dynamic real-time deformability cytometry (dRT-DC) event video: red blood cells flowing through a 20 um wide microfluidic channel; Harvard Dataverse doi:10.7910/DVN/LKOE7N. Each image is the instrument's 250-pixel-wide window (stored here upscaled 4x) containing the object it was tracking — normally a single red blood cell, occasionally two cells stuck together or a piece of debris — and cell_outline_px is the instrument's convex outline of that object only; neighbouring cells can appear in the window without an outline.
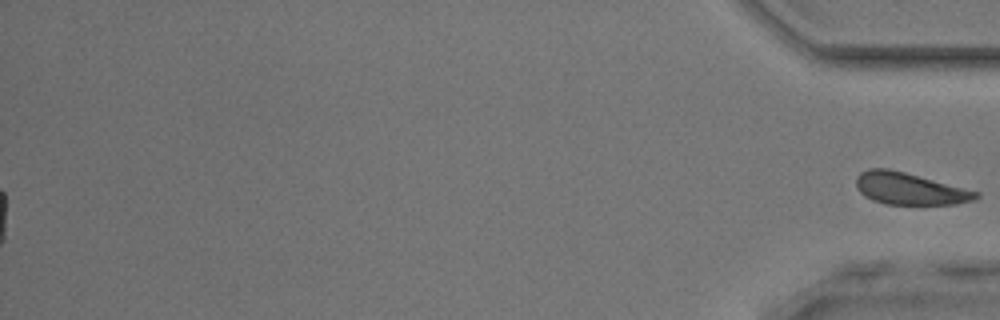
{"species": "common noctule bat (a hibernating species)", "species_latin": "Nyctalus noctula", "temperature_condition": "room temperature", "stored_images_in_passage": 48, "segment_of_instrument_passage": [2, 2], "camera_frame_rate_fps": 3000, "um_per_image_px": 0.085, "animal": {"sex": "male", "body_mass_g": 17.9, "forearm_length_mm": 54.2}, "frame": {"image": 1, "passage_image": 48, "time_ms": 15.667, "image_size_px": [1000, 320], "cell_outline_px": [[980, 196], [976, 200], [956, 204], [884, 204], [872, 200], [864, 196], [860, 192], [856, 184], [856, 176], [860, 172], [868, 168], [888, 168], [904, 172], [980, 192]], "centroid_in_image_um": [77.31, 16.04], "position_along_channel_um": 357.9, "area_um2": 22.31}}